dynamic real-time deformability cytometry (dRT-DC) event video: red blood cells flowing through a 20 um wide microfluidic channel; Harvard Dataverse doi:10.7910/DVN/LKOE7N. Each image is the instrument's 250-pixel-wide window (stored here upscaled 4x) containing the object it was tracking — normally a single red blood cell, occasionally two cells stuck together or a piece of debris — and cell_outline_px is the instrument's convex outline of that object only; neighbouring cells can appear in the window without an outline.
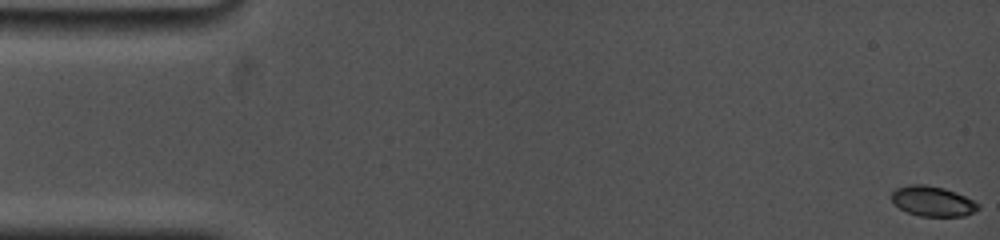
{"species": "common noctule bat (a hibernating species)", "species_latin": "Nyctalus noctula", "temperature_condition": "cold", "stored_images_in_passage": 30, "camera_frame_rate_fps": 5000, "um_per_image_px": 0.085, "animal": {"sex": "female", "body_mass_g": 19.0, "forearm_length_mm": 53.3}, "frame": {"image": 1, "passage_image": 1, "time_ms": 0.0, "image_size_px": [1000, 240], "cell_outline_px": [[980, 208], [964, 216], [920, 216], [908, 212], [900, 208], [892, 200], [892, 192], [896, 188], [908, 184], [924, 184], [944, 188], [956, 192], [980, 204]], "centroid_in_image_um": [79.27, 17.09], "position_along_channel_um": 5.7, "area_um2": 15.09}}
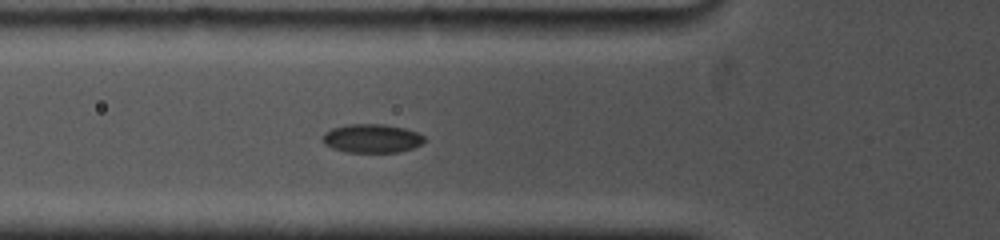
{"frame": {"image": 2, "passage_image": 26, "time_ms": 6.0, "image_size_px": [1000, 240], "cell_outline_px": [[424, 140], [420, 144], [412, 148], [400, 152], [348, 152], [332, 148], [324, 144], [324, 132], [332, 128], [348, 124], [384, 124], [404, 128], [420, 132], [424, 136]], "centroid_in_image_um": [31.63, 11.76], "position_along_channel_um": 94.2, "area_um2": 16.99}}
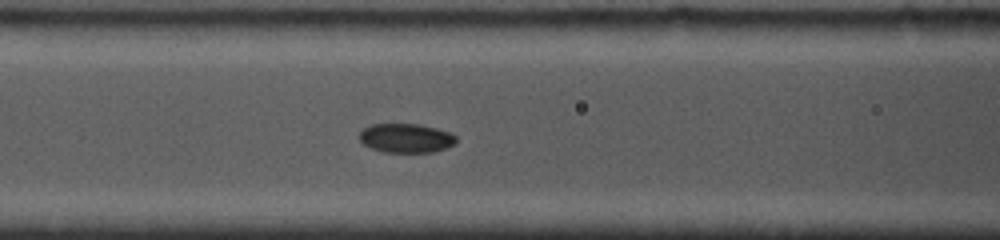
{"frame": {"image": 3, "passage_image": 30, "time_ms": 7.0, "image_size_px": [1000, 240], "cell_outline_px": [[456, 140], [448, 148], [432, 152], [384, 152], [372, 148], [364, 144], [360, 140], [360, 132], [364, 128], [372, 124], [420, 124], [452, 132], [456, 136]], "centroid_in_image_um": [34.54, 11.73], "position_along_channel_um": 132.1, "area_um2": 16.42}}